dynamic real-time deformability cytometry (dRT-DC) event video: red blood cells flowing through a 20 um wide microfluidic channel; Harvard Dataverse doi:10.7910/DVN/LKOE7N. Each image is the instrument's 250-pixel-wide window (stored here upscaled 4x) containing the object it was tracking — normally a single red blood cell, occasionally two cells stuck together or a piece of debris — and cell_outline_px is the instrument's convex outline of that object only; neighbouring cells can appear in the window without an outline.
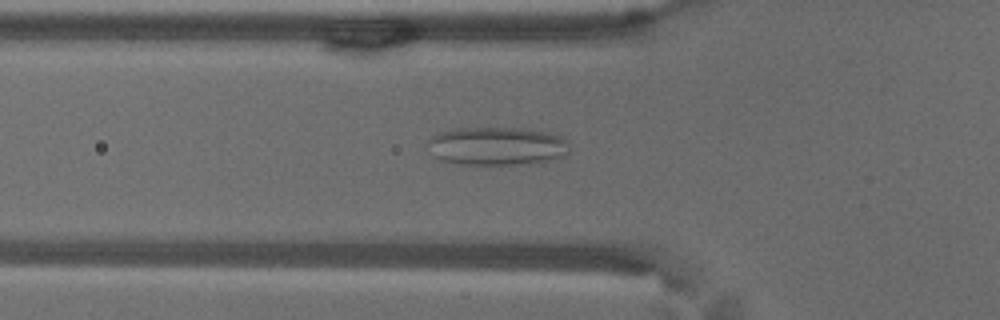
{"species": "common noctule bat (a hibernating species)", "species_latin": "Nyctalus noctula", "temperature_condition": "warm", "stored_images_in_passage": 56, "camera_frame_rate_fps": 3000, "um_per_image_px": 0.085, "animal": {"sex": "male", "body_mass_g": 18.8}, "frame": {"image": 1, "passage_image": 19, "time_ms": 6.0, "image_size_px": [1000, 320], "cell_outline_px": [[568, 152], [564, 156], [540, 164], [500, 168], [456, 164], [440, 160], [432, 156], [428, 144], [428, 140], [432, 136], [440, 132], [460, 128], [524, 128], [552, 132], [568, 140]], "centroid_in_image_um": [42.28, 12.48], "position_along_channel_um": 83.5, "area_um2": 33.41}}
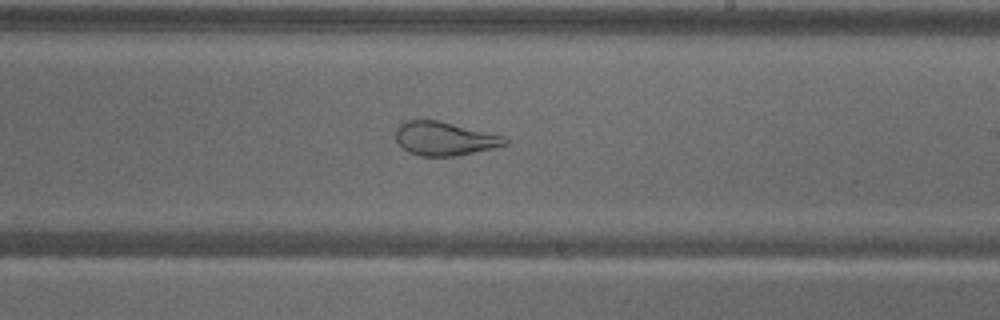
{"frame": {"image": 2, "passage_image": 33, "time_ms": 10.667, "image_size_px": [1000, 320], "cell_outline_px": [[508, 144], [492, 148], [456, 156], [420, 156], [408, 152], [396, 140], [396, 128], [404, 120], [436, 120], [504, 136], [508, 140]], "centroid_in_image_um": [37.76, 11.78], "position_along_channel_um": 251.2, "area_um2": 21.21}}
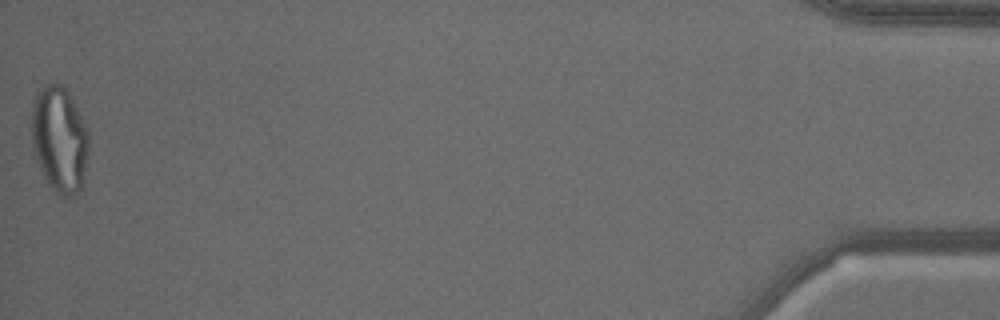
{"frame": {"image": 3, "passage_image": 56, "time_ms": 18.333, "image_size_px": [1000, 320], "cell_outline_px": [[88, 156], [80, 192], [72, 196], [60, 196], [48, 184], [36, 160], [32, 144], [32, 108], [36, 96], [44, 84], [56, 80], [68, 88], [88, 128]], "centroid_in_image_um": [5.08, 11.79], "position_along_channel_um": 430.1, "area_um2": 35.89}}